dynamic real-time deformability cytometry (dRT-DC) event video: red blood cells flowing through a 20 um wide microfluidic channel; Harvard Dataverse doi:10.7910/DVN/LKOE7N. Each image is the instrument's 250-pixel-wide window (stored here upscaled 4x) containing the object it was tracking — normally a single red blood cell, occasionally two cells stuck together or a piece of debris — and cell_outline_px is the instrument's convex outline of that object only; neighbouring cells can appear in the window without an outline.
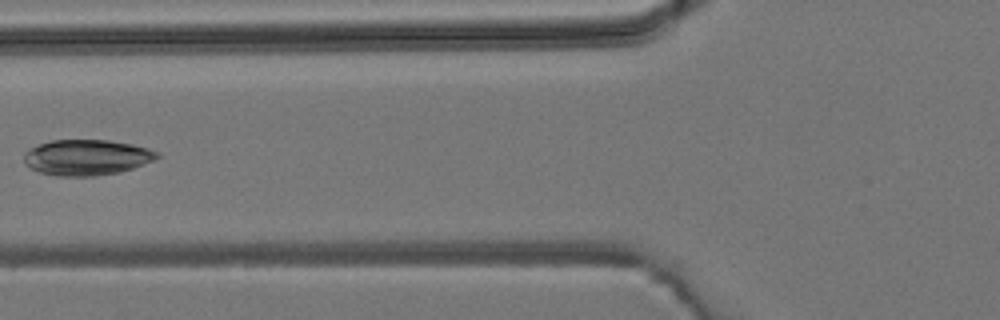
{"species": "common noctule bat (a hibernating species)", "species_latin": "Nyctalus noctula", "temperature_condition": "room temperature", "stored_images_in_passage": 5, "camera_frame_rate_fps": 3000, "um_per_image_px": 0.085, "animal": {"sex": "male", "body_mass_g": 19.2, "forearm_length_mm": 51.8}, "frame": {"image": 1, "passage_image": 5, "time_ms": 4.667, "image_size_px": [1000, 320], "cell_outline_px": [[160, 156], [152, 160], [132, 168], [120, 172], [92, 176], [60, 176], [40, 172], [32, 168], [24, 160], [24, 152], [40, 144], [52, 140], [108, 140], [132, 144], [148, 148], [160, 152]], "centroid_in_image_um": [7.39, 13.37], "position_along_channel_um": 118.4, "area_um2": 27.34}}